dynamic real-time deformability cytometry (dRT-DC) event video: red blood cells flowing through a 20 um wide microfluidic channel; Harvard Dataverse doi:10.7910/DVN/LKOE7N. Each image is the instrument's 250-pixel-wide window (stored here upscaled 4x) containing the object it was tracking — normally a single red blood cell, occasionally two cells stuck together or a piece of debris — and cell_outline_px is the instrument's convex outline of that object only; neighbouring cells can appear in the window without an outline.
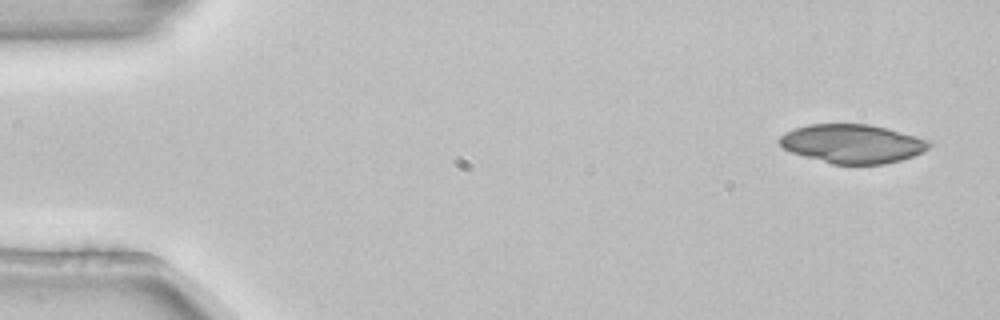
{"species": "common noctule bat (a hibernating species)", "species_latin": "Nyctalus noctula", "temperature_condition": "room temperature", "stored_images_in_passage": 4, "camera_frame_rate_fps": 3000, "um_per_image_px": 0.085, "animal": {"sex": "female", "body_mass_g": 22.7, "forearm_length_mm": 54.2}, "frame": {"image": 1, "passage_image": 1, "time_ms": 0.0, "image_size_px": [1000, 320], "cell_outline_px": [[932, 144], [924, 152], [900, 160], [884, 164], [832, 164], [804, 156], [792, 152], [784, 148], [776, 140], [784, 132], [792, 128], [808, 124], [868, 124], [888, 128], [916, 136], [928, 140]], "centroid_in_image_um": [72.43, 12.21], "position_along_channel_um": 12.6, "area_um2": 33.99}}